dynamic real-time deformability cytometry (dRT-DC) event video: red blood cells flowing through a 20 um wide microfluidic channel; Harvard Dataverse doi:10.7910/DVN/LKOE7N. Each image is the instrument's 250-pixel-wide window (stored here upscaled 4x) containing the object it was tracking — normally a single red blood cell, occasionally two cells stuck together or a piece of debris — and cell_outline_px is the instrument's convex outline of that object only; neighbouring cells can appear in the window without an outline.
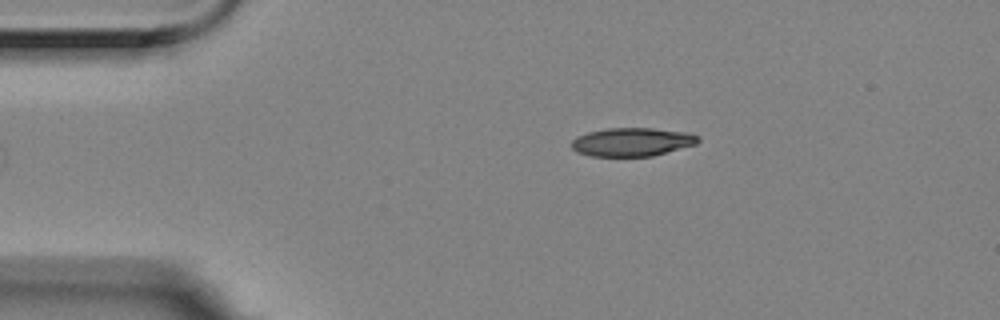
{"species": "Egyptian fruit bat (a non-hibernating species)", "species_latin": "Rousettus aegyptiacus", "temperature_condition": "room temperature", "stored_images_in_passage": 5, "camera_frame_rate_fps": 3000, "um_per_image_px": 0.085, "animal": {"sex": "female"}, "frame": {"image": 1, "passage_image": 5, "time_ms": 1.333, "image_size_px": [1000, 320], "cell_outline_px": [[700, 140], [696, 144], [652, 156], [592, 156], [576, 152], [572, 148], [572, 140], [576, 136], [588, 132], [604, 128], [652, 128], [688, 132], [696, 136]], "centroid_in_image_um": [53.69, 12.06], "position_along_channel_um": 31.3, "area_um2": 20.98}}